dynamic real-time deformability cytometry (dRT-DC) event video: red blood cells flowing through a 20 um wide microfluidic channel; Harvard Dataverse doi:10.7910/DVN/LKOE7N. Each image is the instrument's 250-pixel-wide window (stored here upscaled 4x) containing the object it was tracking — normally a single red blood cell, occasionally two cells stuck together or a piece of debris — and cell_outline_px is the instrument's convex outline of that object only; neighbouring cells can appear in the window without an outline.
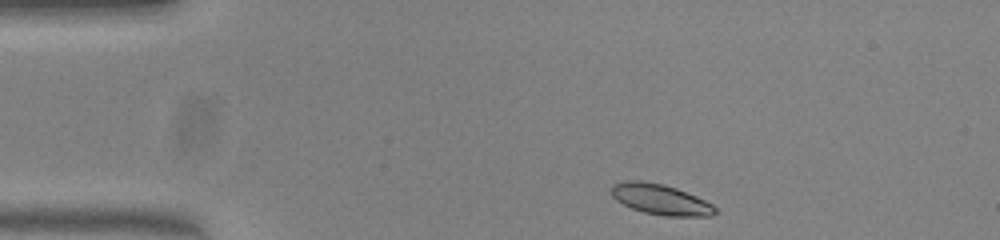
{"species": "common noctule bat (a hibernating species)", "species_latin": "Nyctalus noctula", "temperature_condition": "warm", "stored_images_in_passage": 44, "camera_frame_rate_fps": 3000, "um_per_image_px": 0.085, "animal": {"sex": "female", "body_mass_g": 23.0, "forearm_length_mm": 53.4}, "frame": {"image": 1, "passage_image": 1, "time_ms": 0.0, "image_size_px": [1000, 240], "cell_outline_px": [[716, 212], [712, 216], [664, 216], [644, 212], [632, 208], [616, 200], [612, 196], [612, 184], [624, 180], [640, 180], [664, 184], [676, 188], [696, 196], [712, 204], [716, 208]], "centroid_in_image_um": [56.13, 16.94], "position_along_channel_um": 28.9, "area_um2": 18.44}}
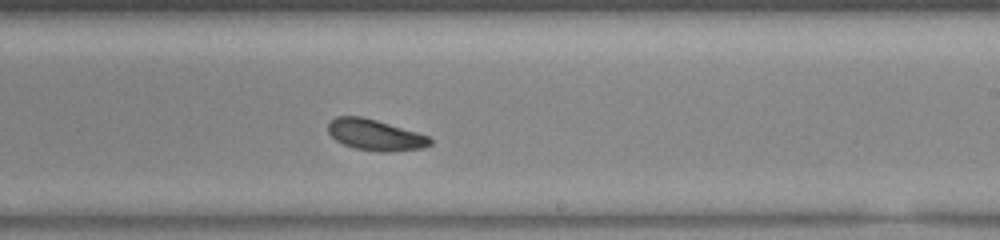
{"frame": {"image": 2, "passage_image": 23, "time_ms": 7.333, "image_size_px": [1000, 240], "cell_outline_px": [[432, 144], [424, 148], [388, 152], [376, 152], [356, 148], [344, 144], [336, 140], [328, 132], [328, 124], [336, 116], [360, 116], [376, 120], [416, 132], [428, 136], [432, 140]], "centroid_in_image_um": [31.9, 11.48], "position_along_channel_um": 257.1, "area_um2": 18.32}}
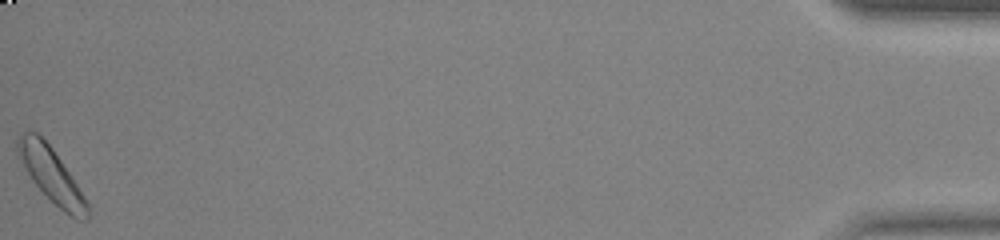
{"frame": {"image": 3, "passage_image": 44, "time_ms": 14.333, "image_size_px": [1000, 240], "cell_outline_px": [[88, 220], [76, 220], [64, 212], [32, 180], [16, 156], [16, 140], [20, 132], [28, 128], [36, 132], [52, 148], [72, 176], [84, 196], [88, 204]], "centroid_in_image_um": [4.31, 14.81], "position_along_channel_um": 430.9, "area_um2": 22.08}, "authors_computed_cell_mechanics": {"area_um2": 18.785, "velocity_mm_per_s": 3.9297, "shape_relaxation_time_tau1_ms": 1.7207, "shape_relaxation_time_tau2_ms": 7.2358, "deformation_change_tau1": 0.1023, "deformation_change_tau2": 0.1337}}